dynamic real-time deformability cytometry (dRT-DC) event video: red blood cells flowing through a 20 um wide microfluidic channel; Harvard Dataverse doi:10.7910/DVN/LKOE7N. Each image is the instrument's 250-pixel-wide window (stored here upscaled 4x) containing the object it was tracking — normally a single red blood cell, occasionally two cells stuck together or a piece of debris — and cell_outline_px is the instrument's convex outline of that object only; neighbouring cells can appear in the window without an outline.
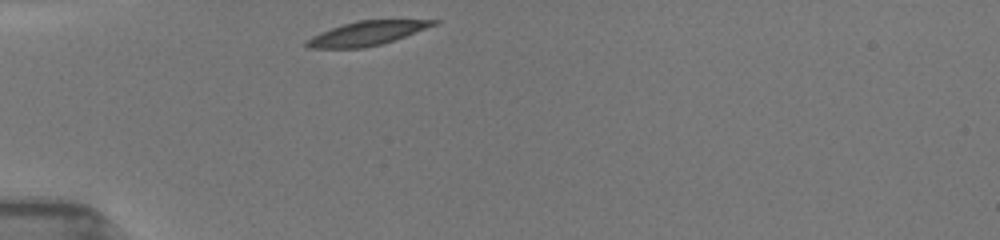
{"species": "common noctule bat (a hibernating species)", "species_latin": "Nyctalus noctula", "temperature_condition": "room temperature", "stored_images_in_passage": 5, "camera_frame_rate_fps": 3000, "um_per_image_px": 0.085, "animal": {"sex": "female", "body_mass_g": 19.5, "forearm_length_mm": 54.1}, "frame": {"image": 1, "passage_image": 1, "time_ms": 0.0, "image_size_px": [1000, 240], "cell_outline_px": [[440, 20], [436, 24], [404, 36], [380, 44], [364, 48], [308, 48], [304, 44], [304, 40], [320, 32], [356, 20]], "centroid_in_image_um": [31.09, 2.84], "position_along_channel_um": 53.9, "area_um2": 17.51}}
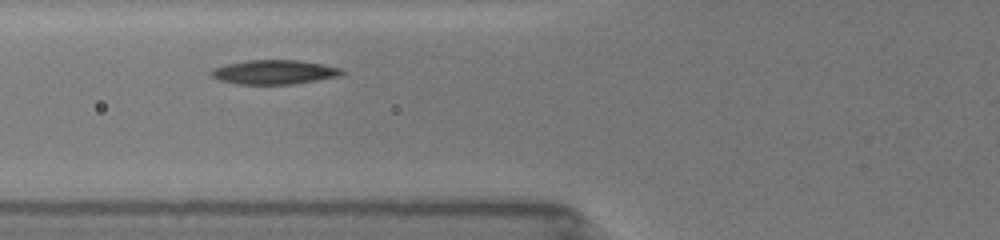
{"frame": {"image": 2, "passage_image": 3, "time_ms": 1.667, "image_size_px": [1000, 240], "cell_outline_px": [[348, 72], [340, 76], [292, 84], [236, 84], [220, 80], [212, 76], [208, 72], [212, 68], [228, 64], [248, 60], [300, 60], [340, 68]], "centroid_in_image_um": [23.31, 6.13], "position_along_channel_um": 102.5, "area_um2": 18.44}}
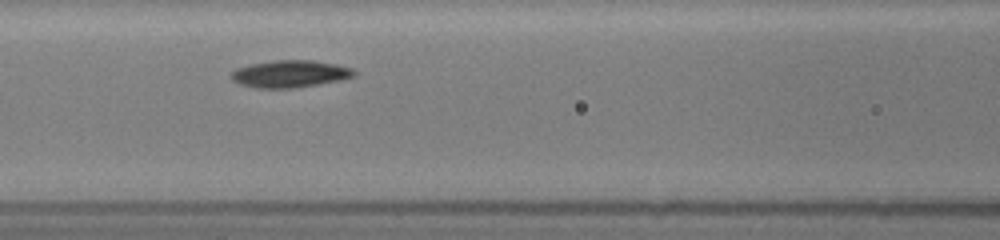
{"frame": {"image": 3, "passage_image": 4, "time_ms": 2.667, "image_size_px": [1000, 240], "cell_outline_px": [[356, 76], [340, 80], [296, 88], [256, 88], [240, 84], [232, 80], [228, 76], [228, 72], [236, 68], [252, 64], [272, 60], [312, 60], [336, 64], [352, 68], [356, 72]], "centroid_in_image_um": [24.61, 6.28], "position_along_channel_um": 142.0, "area_um2": 19.71}}